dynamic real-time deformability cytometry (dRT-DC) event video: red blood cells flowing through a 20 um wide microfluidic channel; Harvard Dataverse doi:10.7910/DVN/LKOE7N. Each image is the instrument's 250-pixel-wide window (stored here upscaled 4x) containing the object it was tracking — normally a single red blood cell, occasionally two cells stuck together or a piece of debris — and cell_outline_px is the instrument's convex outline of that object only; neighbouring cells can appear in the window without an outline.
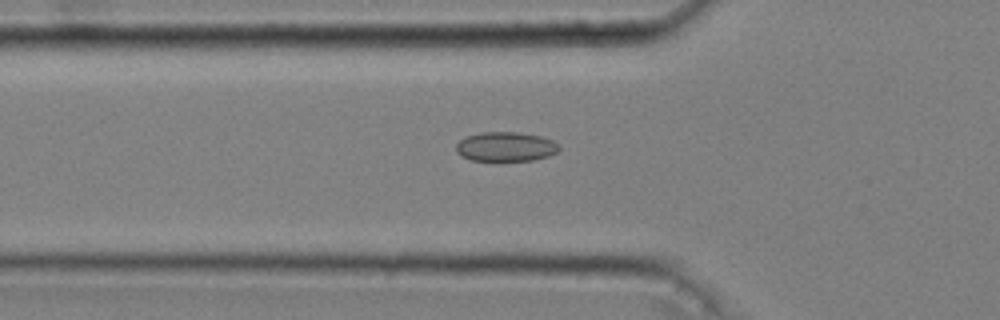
{"species": "common noctule bat (a hibernating species)", "species_latin": "Nyctalus noctula", "temperature_condition": "cold", "stored_images_in_passage": 49, "camera_frame_rate_fps": 3000, "um_per_image_px": 0.085, "animal": {"sex": "male", "body_mass_g": 20.4}, "frame": {"image": 1, "passage_image": 17, "time_ms": 5.333, "image_size_px": [1000, 320], "cell_outline_px": [[560, 152], [548, 156], [532, 160], [500, 164], [472, 160], [460, 156], [456, 152], [456, 144], [464, 136], [480, 132], [520, 132], [540, 136], [552, 140], [560, 144]], "centroid_in_image_um": [42.97, 12.51], "position_along_channel_um": 82.8, "area_um2": 18.73}}
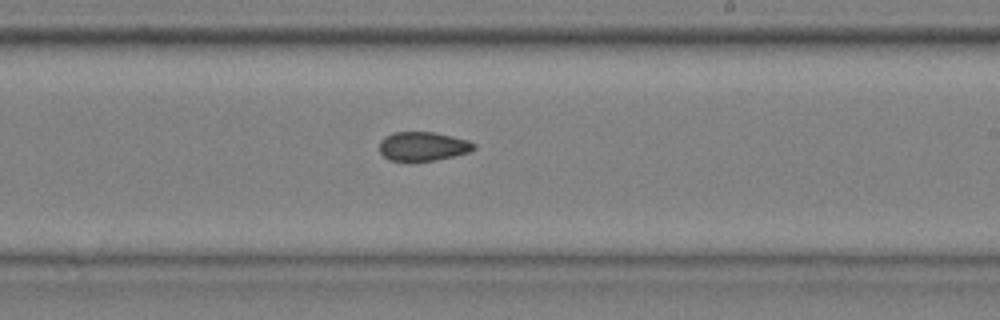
{"frame": {"image": 2, "passage_image": 31, "time_ms": 10.0, "image_size_px": [1000, 320], "cell_outline_px": [[476, 148], [468, 152], [436, 160], [408, 164], [388, 160], [380, 152], [380, 140], [384, 136], [392, 132], [436, 132], [468, 140], [476, 144]], "centroid_in_image_um": [35.9, 12.47], "position_along_channel_um": 253.1, "area_um2": 16.59}}
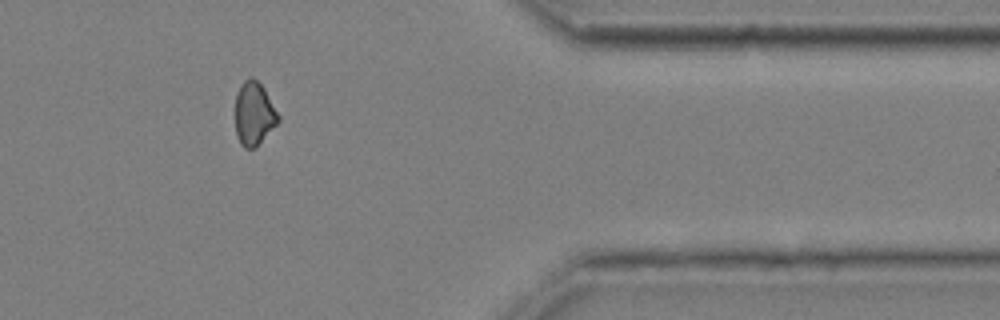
{"frame": {"image": 3, "passage_image": 44, "time_ms": 14.333, "image_size_px": [1000, 320], "cell_outline_px": [[280, 120], [256, 148], [244, 148], [240, 144], [236, 136], [236, 96], [240, 84], [248, 76], [252, 76], [264, 88], [280, 116]], "centroid_in_image_um": [21.59, 9.66], "position_along_channel_um": 389.8, "area_um2": 16.01}, "authors_computed_cell_mechanics": {"area_um2": 16.5886, "velocity_mm_per_s": 3.6409, "shape_relaxation_time_tau1_ms": null, "shape_relaxation_time_tau2_ms": 3.054, "deformation_change_tau1": null, "deformation_change_tau2": 0.0631}}